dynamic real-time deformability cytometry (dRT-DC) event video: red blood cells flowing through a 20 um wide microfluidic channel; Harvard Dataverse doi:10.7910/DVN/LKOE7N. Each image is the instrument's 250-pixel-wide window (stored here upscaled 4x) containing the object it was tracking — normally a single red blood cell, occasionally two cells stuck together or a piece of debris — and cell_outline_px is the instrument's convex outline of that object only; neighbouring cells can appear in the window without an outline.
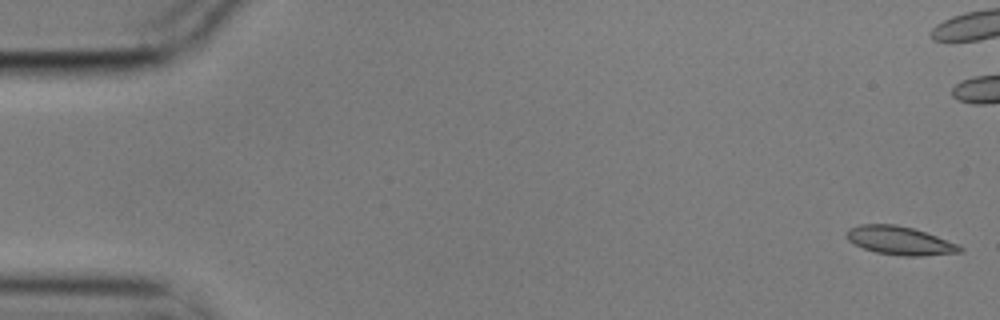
{"species": "common noctule bat (a hibernating species)", "species_latin": "Nyctalus noctula", "temperature_condition": "cold", "stored_images_in_passage": 6, "camera_frame_rate_fps": 3000, "um_per_image_px": 0.085, "animal": {"sex": "male", "body_mass_g": 17.9}, "frame": {"image": 1, "passage_image": 1, "time_ms": 0.0, "image_size_px": [1000, 320], "cell_outline_px": [[964, 248], [960, 252], [924, 256], [904, 256], [876, 252], [864, 248], [848, 240], [848, 228], [860, 224], [896, 224], [912, 228], [936, 236], [956, 244]], "centroid_in_image_um": [76.48, 20.45], "position_along_channel_um": 8.5, "area_um2": 18.44}}